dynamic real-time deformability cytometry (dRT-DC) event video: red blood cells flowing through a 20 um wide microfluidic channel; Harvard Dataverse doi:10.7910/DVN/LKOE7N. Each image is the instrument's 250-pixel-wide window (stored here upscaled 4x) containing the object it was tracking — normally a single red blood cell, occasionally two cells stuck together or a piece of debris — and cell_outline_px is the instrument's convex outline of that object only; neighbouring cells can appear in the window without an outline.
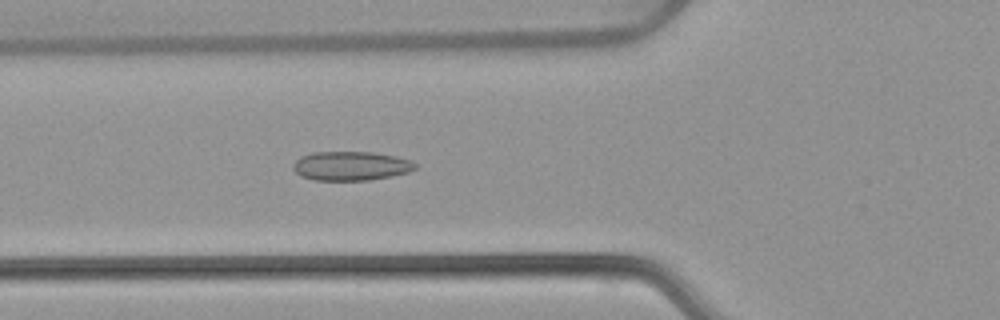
{"species": "common noctule bat (a hibernating species)", "species_latin": "Nyctalus noctula", "temperature_condition": "warm", "stored_images_in_passage": 52, "camera_frame_rate_fps": 3000, "um_per_image_px": 0.085, "animal": {"sex": "female", "body_mass_g": 22.7, "forearm_length_mm": 54.2}, "frame": {"image": 1, "passage_image": 19, "time_ms": 6.0, "image_size_px": [1000, 320], "cell_outline_px": [[416, 168], [408, 172], [392, 176], [368, 180], [316, 180], [300, 176], [292, 168], [292, 164], [300, 156], [312, 152], [372, 152], [396, 156], [412, 160], [416, 164]], "centroid_in_image_um": [29.82, 14.1], "position_along_channel_um": 96.0, "area_um2": 20.81}}
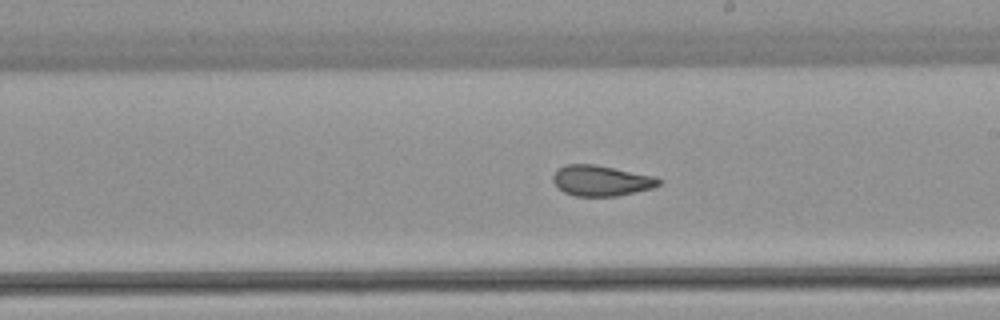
{"frame": {"image": 2, "passage_image": 30, "time_ms": 9.667, "image_size_px": [1000, 320], "cell_outline_px": [[664, 180], [660, 184], [652, 188], [616, 196], [576, 196], [564, 192], [552, 180], [552, 176], [556, 168], [564, 164], [596, 164], [656, 176]], "centroid_in_image_um": [51.11, 15.33], "position_along_channel_um": 237.9, "area_um2": 19.07}}
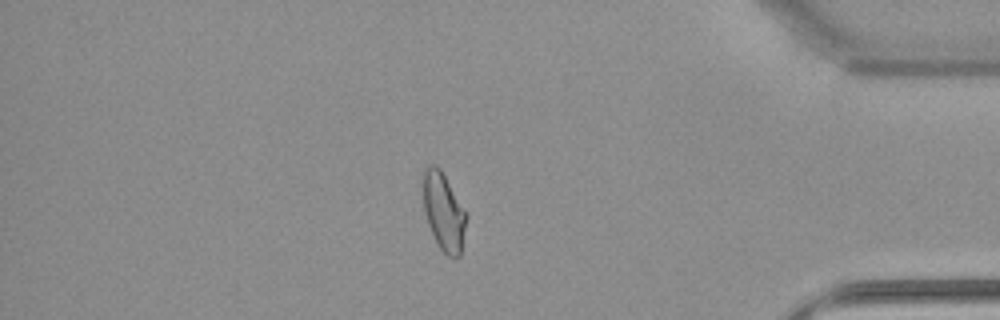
{"frame": {"image": 3, "passage_image": 45, "time_ms": 14.667, "image_size_px": [1000, 320], "cell_outline_px": [[468, 216], [460, 256], [456, 260], [448, 256], [440, 248], [428, 224], [424, 212], [424, 172], [428, 164], [436, 164], [440, 168]], "centroid_in_image_um": [37.73, 18.03], "position_along_channel_um": 397.5, "area_um2": 19.36}, "authors_computed_cell_mechanics": {"area_um2": 20.1144, "velocity_mm_per_s": 3.8705, "shape_relaxation_time_tau1_ms": null, "shape_relaxation_time_tau2_ms": 1.1511, "deformation_change_tau1": null, "deformation_change_tau2": 0.0631}}